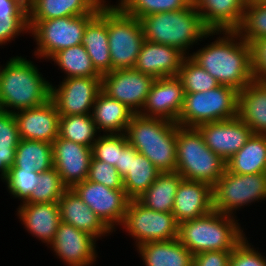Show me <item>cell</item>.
I'll return each mask as SVG.
<instances>
[{
	"mask_svg": "<svg viewBox=\"0 0 266 266\" xmlns=\"http://www.w3.org/2000/svg\"><path fill=\"white\" fill-rule=\"evenodd\" d=\"M192 2L193 0H118L117 5L127 15L141 19L153 13L185 9Z\"/></svg>",
	"mask_w": 266,
	"mask_h": 266,
	"instance_id": "obj_38",
	"label": "cell"
},
{
	"mask_svg": "<svg viewBox=\"0 0 266 266\" xmlns=\"http://www.w3.org/2000/svg\"><path fill=\"white\" fill-rule=\"evenodd\" d=\"M213 210L236 216V210L266 200V173L234 174L227 170L212 186Z\"/></svg>",
	"mask_w": 266,
	"mask_h": 266,
	"instance_id": "obj_10",
	"label": "cell"
},
{
	"mask_svg": "<svg viewBox=\"0 0 266 266\" xmlns=\"http://www.w3.org/2000/svg\"><path fill=\"white\" fill-rule=\"evenodd\" d=\"M51 84L33 61L21 55L10 58L0 65V110L15 113L45 104Z\"/></svg>",
	"mask_w": 266,
	"mask_h": 266,
	"instance_id": "obj_2",
	"label": "cell"
},
{
	"mask_svg": "<svg viewBox=\"0 0 266 266\" xmlns=\"http://www.w3.org/2000/svg\"><path fill=\"white\" fill-rule=\"evenodd\" d=\"M98 133L91 114L60 115L58 135L60 138L92 147L97 141Z\"/></svg>",
	"mask_w": 266,
	"mask_h": 266,
	"instance_id": "obj_35",
	"label": "cell"
},
{
	"mask_svg": "<svg viewBox=\"0 0 266 266\" xmlns=\"http://www.w3.org/2000/svg\"><path fill=\"white\" fill-rule=\"evenodd\" d=\"M9 166L3 161V156L0 154V178L4 182L9 173Z\"/></svg>",
	"mask_w": 266,
	"mask_h": 266,
	"instance_id": "obj_50",
	"label": "cell"
},
{
	"mask_svg": "<svg viewBox=\"0 0 266 266\" xmlns=\"http://www.w3.org/2000/svg\"><path fill=\"white\" fill-rule=\"evenodd\" d=\"M139 21L145 40L175 47L186 56L190 55V47L199 45L198 41L220 34L205 27L193 2L185 9L153 13Z\"/></svg>",
	"mask_w": 266,
	"mask_h": 266,
	"instance_id": "obj_3",
	"label": "cell"
},
{
	"mask_svg": "<svg viewBox=\"0 0 266 266\" xmlns=\"http://www.w3.org/2000/svg\"><path fill=\"white\" fill-rule=\"evenodd\" d=\"M68 188L53 167L39 175V182L30 197L23 203L58 202Z\"/></svg>",
	"mask_w": 266,
	"mask_h": 266,
	"instance_id": "obj_39",
	"label": "cell"
},
{
	"mask_svg": "<svg viewBox=\"0 0 266 266\" xmlns=\"http://www.w3.org/2000/svg\"><path fill=\"white\" fill-rule=\"evenodd\" d=\"M213 210L212 186L182 179L178 185L172 214L177 223L197 219Z\"/></svg>",
	"mask_w": 266,
	"mask_h": 266,
	"instance_id": "obj_20",
	"label": "cell"
},
{
	"mask_svg": "<svg viewBox=\"0 0 266 266\" xmlns=\"http://www.w3.org/2000/svg\"><path fill=\"white\" fill-rule=\"evenodd\" d=\"M96 242L88 233L61 222L48 247L67 266H93L98 257Z\"/></svg>",
	"mask_w": 266,
	"mask_h": 266,
	"instance_id": "obj_16",
	"label": "cell"
},
{
	"mask_svg": "<svg viewBox=\"0 0 266 266\" xmlns=\"http://www.w3.org/2000/svg\"><path fill=\"white\" fill-rule=\"evenodd\" d=\"M29 32L28 16L0 17V46L6 45L14 38ZM8 42V43H7Z\"/></svg>",
	"mask_w": 266,
	"mask_h": 266,
	"instance_id": "obj_45",
	"label": "cell"
},
{
	"mask_svg": "<svg viewBox=\"0 0 266 266\" xmlns=\"http://www.w3.org/2000/svg\"><path fill=\"white\" fill-rule=\"evenodd\" d=\"M127 143L125 134H99L97 141L92 146V156L115 166L119 164L120 149Z\"/></svg>",
	"mask_w": 266,
	"mask_h": 266,
	"instance_id": "obj_42",
	"label": "cell"
},
{
	"mask_svg": "<svg viewBox=\"0 0 266 266\" xmlns=\"http://www.w3.org/2000/svg\"><path fill=\"white\" fill-rule=\"evenodd\" d=\"M184 95L182 82L177 76L157 78L139 114L177 123L184 104Z\"/></svg>",
	"mask_w": 266,
	"mask_h": 266,
	"instance_id": "obj_18",
	"label": "cell"
},
{
	"mask_svg": "<svg viewBox=\"0 0 266 266\" xmlns=\"http://www.w3.org/2000/svg\"><path fill=\"white\" fill-rule=\"evenodd\" d=\"M53 167L68 189L87 180L92 147L57 137L52 142Z\"/></svg>",
	"mask_w": 266,
	"mask_h": 266,
	"instance_id": "obj_17",
	"label": "cell"
},
{
	"mask_svg": "<svg viewBox=\"0 0 266 266\" xmlns=\"http://www.w3.org/2000/svg\"><path fill=\"white\" fill-rule=\"evenodd\" d=\"M155 78L132 69L113 70L101 76V91L139 114Z\"/></svg>",
	"mask_w": 266,
	"mask_h": 266,
	"instance_id": "obj_13",
	"label": "cell"
},
{
	"mask_svg": "<svg viewBox=\"0 0 266 266\" xmlns=\"http://www.w3.org/2000/svg\"><path fill=\"white\" fill-rule=\"evenodd\" d=\"M17 215L27 232L47 244V247L54 241L61 223L58 202L21 203Z\"/></svg>",
	"mask_w": 266,
	"mask_h": 266,
	"instance_id": "obj_22",
	"label": "cell"
},
{
	"mask_svg": "<svg viewBox=\"0 0 266 266\" xmlns=\"http://www.w3.org/2000/svg\"><path fill=\"white\" fill-rule=\"evenodd\" d=\"M182 179L177 171L160 173L137 200L154 211L172 213L176 191Z\"/></svg>",
	"mask_w": 266,
	"mask_h": 266,
	"instance_id": "obj_31",
	"label": "cell"
},
{
	"mask_svg": "<svg viewBox=\"0 0 266 266\" xmlns=\"http://www.w3.org/2000/svg\"><path fill=\"white\" fill-rule=\"evenodd\" d=\"M61 222L88 233L97 241L113 233L73 189L58 200Z\"/></svg>",
	"mask_w": 266,
	"mask_h": 266,
	"instance_id": "obj_23",
	"label": "cell"
},
{
	"mask_svg": "<svg viewBox=\"0 0 266 266\" xmlns=\"http://www.w3.org/2000/svg\"><path fill=\"white\" fill-rule=\"evenodd\" d=\"M250 49L254 80L266 81V37L251 42Z\"/></svg>",
	"mask_w": 266,
	"mask_h": 266,
	"instance_id": "obj_46",
	"label": "cell"
},
{
	"mask_svg": "<svg viewBox=\"0 0 266 266\" xmlns=\"http://www.w3.org/2000/svg\"><path fill=\"white\" fill-rule=\"evenodd\" d=\"M161 172L144 155L131 146L130 171L123 177V186L130 199H137L156 180Z\"/></svg>",
	"mask_w": 266,
	"mask_h": 266,
	"instance_id": "obj_32",
	"label": "cell"
},
{
	"mask_svg": "<svg viewBox=\"0 0 266 266\" xmlns=\"http://www.w3.org/2000/svg\"><path fill=\"white\" fill-rule=\"evenodd\" d=\"M106 0H27L28 20L97 14Z\"/></svg>",
	"mask_w": 266,
	"mask_h": 266,
	"instance_id": "obj_26",
	"label": "cell"
},
{
	"mask_svg": "<svg viewBox=\"0 0 266 266\" xmlns=\"http://www.w3.org/2000/svg\"><path fill=\"white\" fill-rule=\"evenodd\" d=\"M232 251H207L195 254L192 266H229Z\"/></svg>",
	"mask_w": 266,
	"mask_h": 266,
	"instance_id": "obj_47",
	"label": "cell"
},
{
	"mask_svg": "<svg viewBox=\"0 0 266 266\" xmlns=\"http://www.w3.org/2000/svg\"><path fill=\"white\" fill-rule=\"evenodd\" d=\"M247 0H193L209 31H236L242 21Z\"/></svg>",
	"mask_w": 266,
	"mask_h": 266,
	"instance_id": "obj_25",
	"label": "cell"
},
{
	"mask_svg": "<svg viewBox=\"0 0 266 266\" xmlns=\"http://www.w3.org/2000/svg\"><path fill=\"white\" fill-rule=\"evenodd\" d=\"M248 44L266 37V3L260 0H247L243 18L236 30Z\"/></svg>",
	"mask_w": 266,
	"mask_h": 266,
	"instance_id": "obj_36",
	"label": "cell"
},
{
	"mask_svg": "<svg viewBox=\"0 0 266 266\" xmlns=\"http://www.w3.org/2000/svg\"><path fill=\"white\" fill-rule=\"evenodd\" d=\"M234 174L266 173V134H252L245 145L227 162Z\"/></svg>",
	"mask_w": 266,
	"mask_h": 266,
	"instance_id": "obj_30",
	"label": "cell"
},
{
	"mask_svg": "<svg viewBox=\"0 0 266 266\" xmlns=\"http://www.w3.org/2000/svg\"><path fill=\"white\" fill-rule=\"evenodd\" d=\"M207 147L227 162L249 140L253 132L237 116L233 119L208 122L196 127Z\"/></svg>",
	"mask_w": 266,
	"mask_h": 266,
	"instance_id": "obj_15",
	"label": "cell"
},
{
	"mask_svg": "<svg viewBox=\"0 0 266 266\" xmlns=\"http://www.w3.org/2000/svg\"><path fill=\"white\" fill-rule=\"evenodd\" d=\"M236 216L216 210L179 224L178 240L193 254L207 251H232L245 232Z\"/></svg>",
	"mask_w": 266,
	"mask_h": 266,
	"instance_id": "obj_5",
	"label": "cell"
},
{
	"mask_svg": "<svg viewBox=\"0 0 266 266\" xmlns=\"http://www.w3.org/2000/svg\"><path fill=\"white\" fill-rule=\"evenodd\" d=\"M95 15L28 20V33H31L37 45L35 57L49 61L58 51L81 44L87 23Z\"/></svg>",
	"mask_w": 266,
	"mask_h": 266,
	"instance_id": "obj_8",
	"label": "cell"
},
{
	"mask_svg": "<svg viewBox=\"0 0 266 266\" xmlns=\"http://www.w3.org/2000/svg\"><path fill=\"white\" fill-rule=\"evenodd\" d=\"M128 144L163 172L176 171V123L134 114L127 125Z\"/></svg>",
	"mask_w": 266,
	"mask_h": 266,
	"instance_id": "obj_4",
	"label": "cell"
},
{
	"mask_svg": "<svg viewBox=\"0 0 266 266\" xmlns=\"http://www.w3.org/2000/svg\"><path fill=\"white\" fill-rule=\"evenodd\" d=\"M20 140L14 113L0 110V154L9 167L14 163Z\"/></svg>",
	"mask_w": 266,
	"mask_h": 266,
	"instance_id": "obj_41",
	"label": "cell"
},
{
	"mask_svg": "<svg viewBox=\"0 0 266 266\" xmlns=\"http://www.w3.org/2000/svg\"><path fill=\"white\" fill-rule=\"evenodd\" d=\"M220 34L215 41L191 53L190 57L220 85L241 91L254 80L250 44L236 31H220Z\"/></svg>",
	"mask_w": 266,
	"mask_h": 266,
	"instance_id": "obj_1",
	"label": "cell"
},
{
	"mask_svg": "<svg viewBox=\"0 0 266 266\" xmlns=\"http://www.w3.org/2000/svg\"><path fill=\"white\" fill-rule=\"evenodd\" d=\"M121 226L134 238L136 247L147 242L178 238L179 224L172 213L154 211L137 199H130Z\"/></svg>",
	"mask_w": 266,
	"mask_h": 266,
	"instance_id": "obj_11",
	"label": "cell"
},
{
	"mask_svg": "<svg viewBox=\"0 0 266 266\" xmlns=\"http://www.w3.org/2000/svg\"><path fill=\"white\" fill-rule=\"evenodd\" d=\"M13 165L24 170L42 173L53 168L51 143L21 139L15 152Z\"/></svg>",
	"mask_w": 266,
	"mask_h": 266,
	"instance_id": "obj_33",
	"label": "cell"
},
{
	"mask_svg": "<svg viewBox=\"0 0 266 266\" xmlns=\"http://www.w3.org/2000/svg\"><path fill=\"white\" fill-rule=\"evenodd\" d=\"M177 77L181 80L184 93H197L212 90L220 83L190 56H186Z\"/></svg>",
	"mask_w": 266,
	"mask_h": 266,
	"instance_id": "obj_37",
	"label": "cell"
},
{
	"mask_svg": "<svg viewBox=\"0 0 266 266\" xmlns=\"http://www.w3.org/2000/svg\"><path fill=\"white\" fill-rule=\"evenodd\" d=\"M28 16L27 0H0V17Z\"/></svg>",
	"mask_w": 266,
	"mask_h": 266,
	"instance_id": "obj_48",
	"label": "cell"
},
{
	"mask_svg": "<svg viewBox=\"0 0 266 266\" xmlns=\"http://www.w3.org/2000/svg\"><path fill=\"white\" fill-rule=\"evenodd\" d=\"M245 238L232 250L229 266H266V257Z\"/></svg>",
	"mask_w": 266,
	"mask_h": 266,
	"instance_id": "obj_44",
	"label": "cell"
},
{
	"mask_svg": "<svg viewBox=\"0 0 266 266\" xmlns=\"http://www.w3.org/2000/svg\"><path fill=\"white\" fill-rule=\"evenodd\" d=\"M87 180L114 190L124 189L123 178L115 166L95 159L93 156L90 161Z\"/></svg>",
	"mask_w": 266,
	"mask_h": 266,
	"instance_id": "obj_43",
	"label": "cell"
},
{
	"mask_svg": "<svg viewBox=\"0 0 266 266\" xmlns=\"http://www.w3.org/2000/svg\"><path fill=\"white\" fill-rule=\"evenodd\" d=\"M239 91L228 85L197 93H185L177 124L197 127L208 122L233 119L238 116Z\"/></svg>",
	"mask_w": 266,
	"mask_h": 266,
	"instance_id": "obj_7",
	"label": "cell"
},
{
	"mask_svg": "<svg viewBox=\"0 0 266 266\" xmlns=\"http://www.w3.org/2000/svg\"><path fill=\"white\" fill-rule=\"evenodd\" d=\"M49 60L54 61V64L56 63L65 73V78L101 77L93 67L91 58L82 44L62 49Z\"/></svg>",
	"mask_w": 266,
	"mask_h": 266,
	"instance_id": "obj_34",
	"label": "cell"
},
{
	"mask_svg": "<svg viewBox=\"0 0 266 266\" xmlns=\"http://www.w3.org/2000/svg\"><path fill=\"white\" fill-rule=\"evenodd\" d=\"M40 173L35 170H24L11 165L6 178L5 185L7 191L15 199L18 198L23 203L31 195L39 182Z\"/></svg>",
	"mask_w": 266,
	"mask_h": 266,
	"instance_id": "obj_40",
	"label": "cell"
},
{
	"mask_svg": "<svg viewBox=\"0 0 266 266\" xmlns=\"http://www.w3.org/2000/svg\"><path fill=\"white\" fill-rule=\"evenodd\" d=\"M81 44L101 76L112 71L108 43V3L87 23Z\"/></svg>",
	"mask_w": 266,
	"mask_h": 266,
	"instance_id": "obj_24",
	"label": "cell"
},
{
	"mask_svg": "<svg viewBox=\"0 0 266 266\" xmlns=\"http://www.w3.org/2000/svg\"><path fill=\"white\" fill-rule=\"evenodd\" d=\"M186 55L179 49L145 40L134 69L157 78L174 77Z\"/></svg>",
	"mask_w": 266,
	"mask_h": 266,
	"instance_id": "obj_21",
	"label": "cell"
},
{
	"mask_svg": "<svg viewBox=\"0 0 266 266\" xmlns=\"http://www.w3.org/2000/svg\"><path fill=\"white\" fill-rule=\"evenodd\" d=\"M144 41L139 19L108 2V43L112 71L134 68Z\"/></svg>",
	"mask_w": 266,
	"mask_h": 266,
	"instance_id": "obj_9",
	"label": "cell"
},
{
	"mask_svg": "<svg viewBox=\"0 0 266 266\" xmlns=\"http://www.w3.org/2000/svg\"><path fill=\"white\" fill-rule=\"evenodd\" d=\"M176 171L185 180L213 186L225 173L226 162L212 152L196 127L176 123Z\"/></svg>",
	"mask_w": 266,
	"mask_h": 266,
	"instance_id": "obj_6",
	"label": "cell"
},
{
	"mask_svg": "<svg viewBox=\"0 0 266 266\" xmlns=\"http://www.w3.org/2000/svg\"><path fill=\"white\" fill-rule=\"evenodd\" d=\"M238 117L254 134H266V81L253 80L239 91Z\"/></svg>",
	"mask_w": 266,
	"mask_h": 266,
	"instance_id": "obj_27",
	"label": "cell"
},
{
	"mask_svg": "<svg viewBox=\"0 0 266 266\" xmlns=\"http://www.w3.org/2000/svg\"><path fill=\"white\" fill-rule=\"evenodd\" d=\"M21 139L51 143L59 135L60 115L50 99L45 104L14 113Z\"/></svg>",
	"mask_w": 266,
	"mask_h": 266,
	"instance_id": "obj_19",
	"label": "cell"
},
{
	"mask_svg": "<svg viewBox=\"0 0 266 266\" xmlns=\"http://www.w3.org/2000/svg\"><path fill=\"white\" fill-rule=\"evenodd\" d=\"M62 82L51 84V100L59 115L91 114L96 96L101 91V77L63 78Z\"/></svg>",
	"mask_w": 266,
	"mask_h": 266,
	"instance_id": "obj_14",
	"label": "cell"
},
{
	"mask_svg": "<svg viewBox=\"0 0 266 266\" xmlns=\"http://www.w3.org/2000/svg\"><path fill=\"white\" fill-rule=\"evenodd\" d=\"M72 189L112 232L118 225L121 227L130 201L124 189L114 190L89 180Z\"/></svg>",
	"mask_w": 266,
	"mask_h": 266,
	"instance_id": "obj_12",
	"label": "cell"
},
{
	"mask_svg": "<svg viewBox=\"0 0 266 266\" xmlns=\"http://www.w3.org/2000/svg\"><path fill=\"white\" fill-rule=\"evenodd\" d=\"M134 113L120 101L100 91L96 96L91 116L98 132L125 134Z\"/></svg>",
	"mask_w": 266,
	"mask_h": 266,
	"instance_id": "obj_28",
	"label": "cell"
},
{
	"mask_svg": "<svg viewBox=\"0 0 266 266\" xmlns=\"http://www.w3.org/2000/svg\"><path fill=\"white\" fill-rule=\"evenodd\" d=\"M145 266H192L194 255L175 238L137 246Z\"/></svg>",
	"mask_w": 266,
	"mask_h": 266,
	"instance_id": "obj_29",
	"label": "cell"
},
{
	"mask_svg": "<svg viewBox=\"0 0 266 266\" xmlns=\"http://www.w3.org/2000/svg\"><path fill=\"white\" fill-rule=\"evenodd\" d=\"M131 164V145L128 143L120 149L119 164L115 165V168L120 173L122 178L130 171Z\"/></svg>",
	"mask_w": 266,
	"mask_h": 266,
	"instance_id": "obj_49",
	"label": "cell"
}]
</instances>
